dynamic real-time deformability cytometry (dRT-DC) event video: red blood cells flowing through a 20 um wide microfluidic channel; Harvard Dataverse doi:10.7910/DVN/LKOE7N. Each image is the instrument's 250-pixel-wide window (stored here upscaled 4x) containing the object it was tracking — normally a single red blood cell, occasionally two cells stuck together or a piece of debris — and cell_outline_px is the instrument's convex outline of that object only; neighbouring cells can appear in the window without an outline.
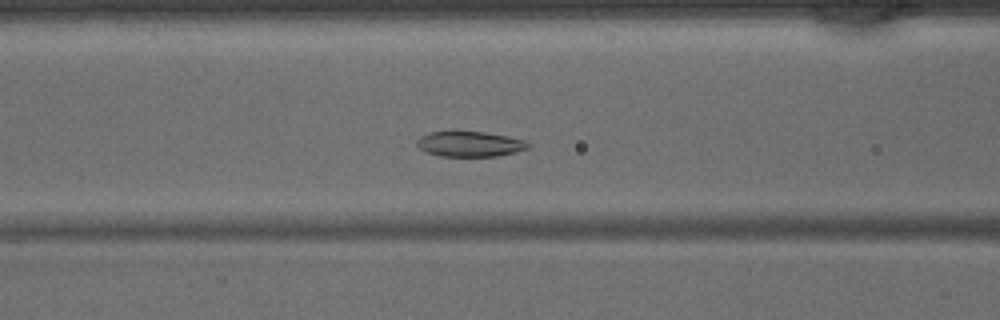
{"species": "common noctule bat (a hibernating species)", "species_latin": "Nyctalus noctula", "temperature_condition": "warm", "stored_images_in_passage": 45, "camera_frame_rate_fps": 3000, "um_per_image_px": 0.085, "animal": {"sex": "male", "body_mass_g": 15.6}, "frame": {"image": 1, "passage_image": 18, "time_ms": 5.667, "image_size_px": [1000, 320], "cell_outline_px": [[532, 144], [528, 148], [516, 152], [496, 156], [440, 156], [428, 152], [420, 148], [416, 144], [416, 140], [420, 136], [428, 132], [456, 128], [484, 132], [508, 136], [524, 140]], "centroid_in_image_um": [39.89, 12.19], "position_along_channel_um": 126.7, "area_um2": 17.11}}
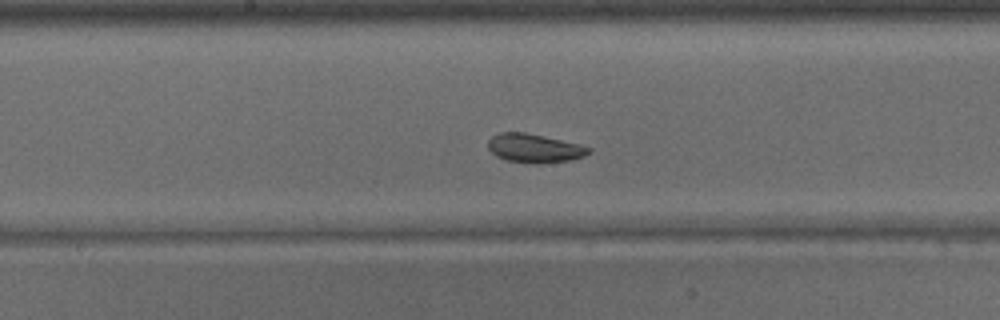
{"frame": {"image": 2, "passage_image": 23, "time_ms": 7.333, "image_size_px": [1000, 320], "cell_outline_px": [[592, 152], [584, 156], [572, 160], [536, 164], [504, 160], [496, 156], [488, 148], [488, 140], [492, 136], [500, 132], [524, 132], [544, 136], [580, 144], [592, 148]], "centroid_in_image_um": [45.44, 12.6], "position_along_channel_um": 202.8, "area_um2": 17.05}}
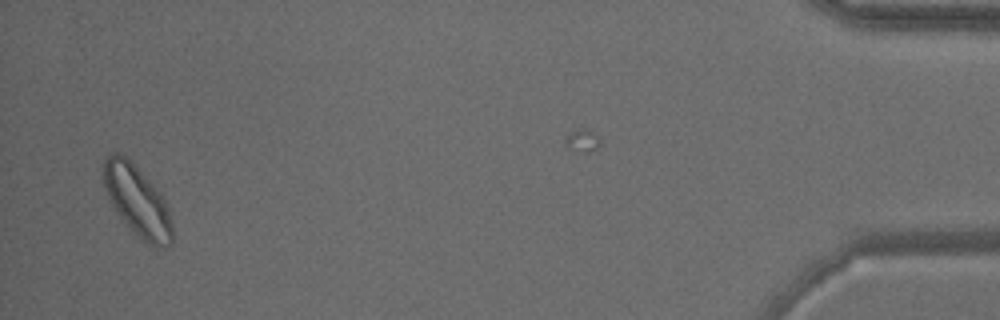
{"frame": {"image": 3, "passage_image": 43, "time_ms": 14.0, "image_size_px": [1000, 320], "cell_outline_px": [[172, 244], [160, 248], [152, 248], [136, 236], [132, 232], [116, 212], [108, 200], [104, 184], [104, 156], [112, 152], [120, 152], [160, 192], [168, 208], [172, 224]], "centroid_in_image_um": [11.66, 17.14], "position_along_channel_um": 423.5, "area_um2": 28.32}}